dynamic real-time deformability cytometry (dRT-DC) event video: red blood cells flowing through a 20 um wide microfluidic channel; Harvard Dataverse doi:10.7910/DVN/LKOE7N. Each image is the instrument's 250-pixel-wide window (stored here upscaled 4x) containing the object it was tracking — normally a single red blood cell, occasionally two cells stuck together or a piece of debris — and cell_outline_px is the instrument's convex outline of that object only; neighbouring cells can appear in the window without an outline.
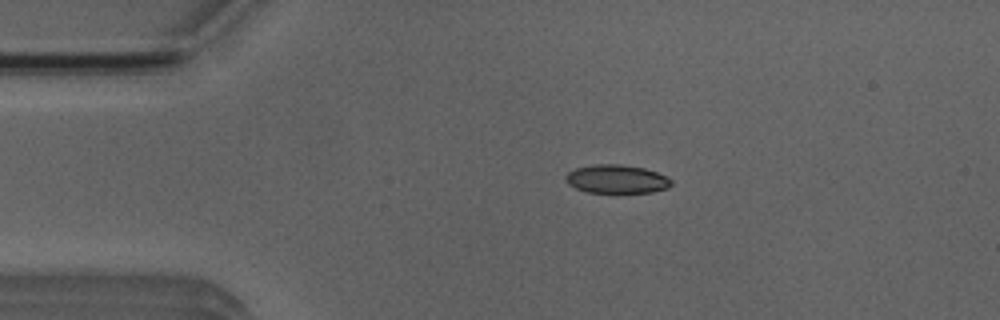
{"species": "Egyptian fruit bat (a non-hibernating species)", "species_latin": "Rousettus aegyptiacus", "temperature_condition": "room temperature", "stored_images_in_passage": 5, "camera_frame_rate_fps": 3000, "um_per_image_px": 0.085, "animal": {"sex": "male"}, "frame": {"image": 1, "passage_image": 3, "time_ms": 2.333, "image_size_px": [1000, 320], "cell_outline_px": [[672, 184], [668, 188], [652, 192], [588, 192], [576, 188], [568, 184], [564, 180], [564, 176], [568, 172], [576, 168], [596, 164], [620, 164], [644, 168], [656, 172], [672, 180]], "centroid_in_image_um": [52.39, 15.22], "position_along_channel_um": 32.6, "area_um2": 17.46}}